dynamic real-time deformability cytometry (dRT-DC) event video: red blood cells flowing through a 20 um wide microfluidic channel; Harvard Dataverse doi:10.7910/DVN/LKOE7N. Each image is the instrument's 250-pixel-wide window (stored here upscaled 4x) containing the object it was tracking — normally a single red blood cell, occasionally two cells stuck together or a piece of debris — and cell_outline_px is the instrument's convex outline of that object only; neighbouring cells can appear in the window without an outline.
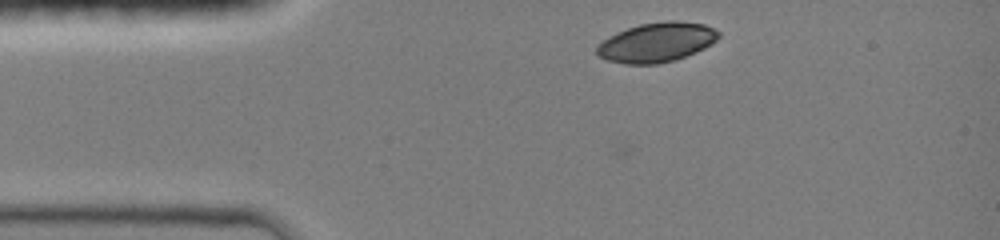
{"species": "common noctule bat (a hibernating species)", "species_latin": "Nyctalus noctula", "temperature_condition": "room temperature", "stored_images_in_passage": 10, "camera_frame_rate_fps": 3000, "um_per_image_px": 0.085, "animal": {"sex": "female", "body_mass_g": 19.0, "forearm_length_mm": 51.5}, "frame": {"image": 1, "passage_image": 1, "time_ms": 0.0, "image_size_px": [1000, 240], "cell_outline_px": [[720, 36], [716, 40], [704, 48], [696, 52], [672, 60], [656, 64], [624, 64], [608, 60], [596, 56], [596, 48], [604, 40], [616, 32], [640, 24], [668, 20], [676, 20], [704, 24], [720, 32]], "centroid_in_image_um": [55.8, 3.59], "position_along_channel_um": 29.2, "area_um2": 27.86}}
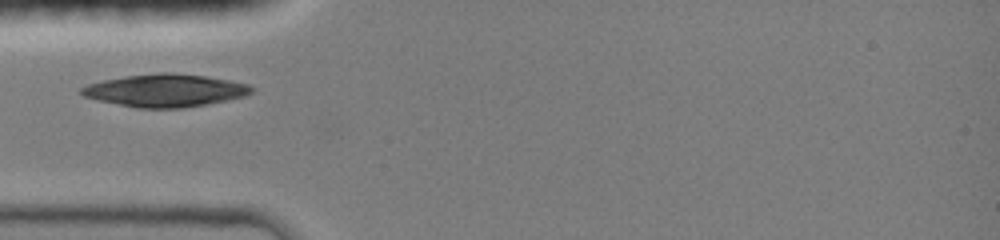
{"frame": {"image": 2, "passage_image": 6, "time_ms": 2.0, "image_size_px": [1000, 240], "cell_outline_px": [[256, 88], [252, 92], [244, 96], [204, 104], [180, 108], [136, 108], [100, 100], [84, 96], [80, 92], [80, 88], [88, 84], [104, 80], [124, 76], [156, 72], [172, 72], [204, 76], [228, 80], [248, 84]], "centroid_in_image_um": [14.03, 7.67], "position_along_channel_um": 71.0, "area_um2": 32.14}}
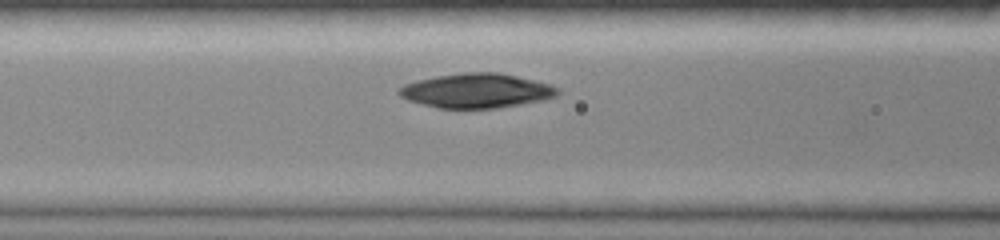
{"frame": {"image": 3, "passage_image": 9, "time_ms": 3.333, "image_size_px": [1000, 240], "cell_outline_px": [[560, 92], [556, 96], [540, 100], [520, 104], [496, 108], [440, 108], [408, 100], [400, 96], [396, 92], [404, 84], [416, 80], [436, 76], [464, 72], [496, 72], [516, 76], [552, 84], [560, 88]], "centroid_in_image_um": [40.51, 7.7], "position_along_channel_um": 126.1, "area_um2": 31.73}}